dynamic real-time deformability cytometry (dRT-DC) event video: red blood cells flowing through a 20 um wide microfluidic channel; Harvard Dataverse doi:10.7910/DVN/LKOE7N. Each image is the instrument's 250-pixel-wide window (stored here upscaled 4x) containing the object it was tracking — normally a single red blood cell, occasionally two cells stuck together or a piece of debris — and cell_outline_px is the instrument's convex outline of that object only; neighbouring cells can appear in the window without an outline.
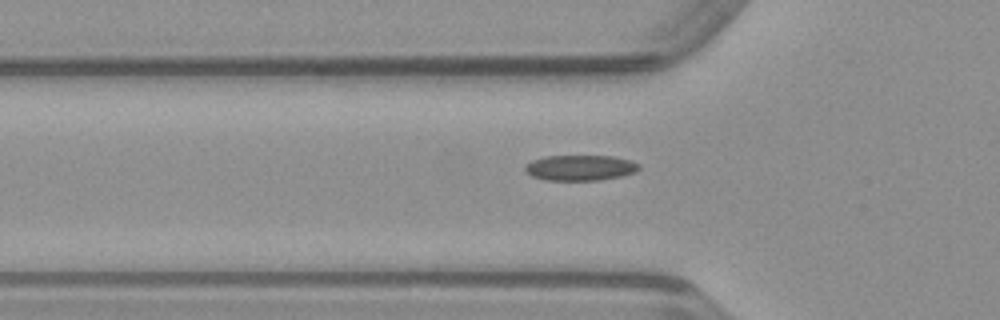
{"species": "common noctule bat (a hibernating species)", "species_latin": "Nyctalus noctula", "temperature_condition": "warm", "stored_images_in_passage": 33, "camera_frame_rate_fps": 3000, "um_per_image_px": 0.085, "animal": {"sex": "male", "body_mass_g": 23.1, "forearm_length_mm": 52.7}, "frame": {"image": 1, "passage_image": 5, "time_ms": 1.333, "image_size_px": [1000, 320], "cell_outline_px": [[640, 168], [636, 172], [620, 176], [600, 180], [548, 180], [532, 176], [524, 172], [524, 168], [532, 160], [544, 156], [612, 156], [632, 160], [640, 164]], "centroid_in_image_um": [49.34, 14.25], "position_along_channel_um": 76.5, "area_um2": 16.99}}
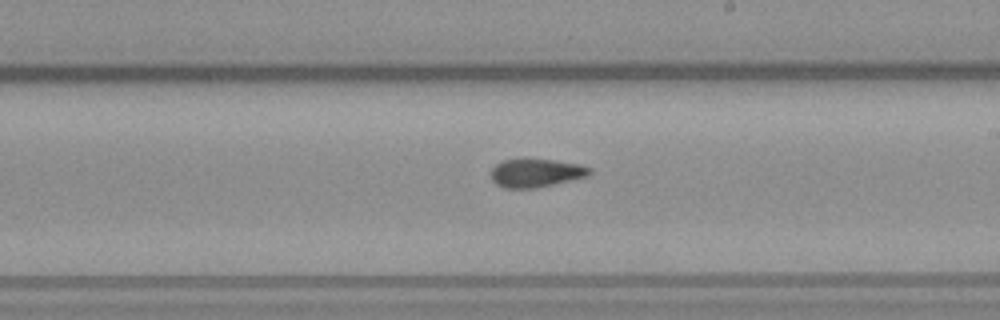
{"frame": {"image": 2, "passage_image": 17, "time_ms": 5.333, "image_size_px": [1000, 320], "cell_outline_px": [[592, 172], [588, 176], [552, 184], [532, 188], [504, 188], [496, 184], [492, 180], [492, 168], [500, 160], [552, 160], [580, 164], [592, 168]], "centroid_in_image_um": [45.56, 14.7], "position_along_channel_um": 243.4, "area_um2": 16.01}}
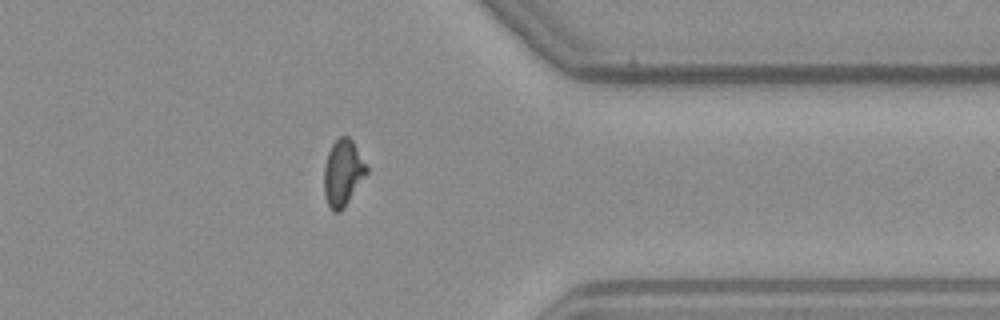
{"frame": {"image": 3, "passage_image": 28, "time_ms": 9.0, "image_size_px": [1000, 320], "cell_outline_px": [[368, 172], [344, 208], [340, 212], [332, 212], [324, 196], [324, 168], [328, 152], [332, 144], [340, 136], [348, 136], [352, 140], [368, 168]], "centroid_in_image_um": [29.14, 14.71], "position_along_channel_um": 382.3, "area_um2": 16.42}}